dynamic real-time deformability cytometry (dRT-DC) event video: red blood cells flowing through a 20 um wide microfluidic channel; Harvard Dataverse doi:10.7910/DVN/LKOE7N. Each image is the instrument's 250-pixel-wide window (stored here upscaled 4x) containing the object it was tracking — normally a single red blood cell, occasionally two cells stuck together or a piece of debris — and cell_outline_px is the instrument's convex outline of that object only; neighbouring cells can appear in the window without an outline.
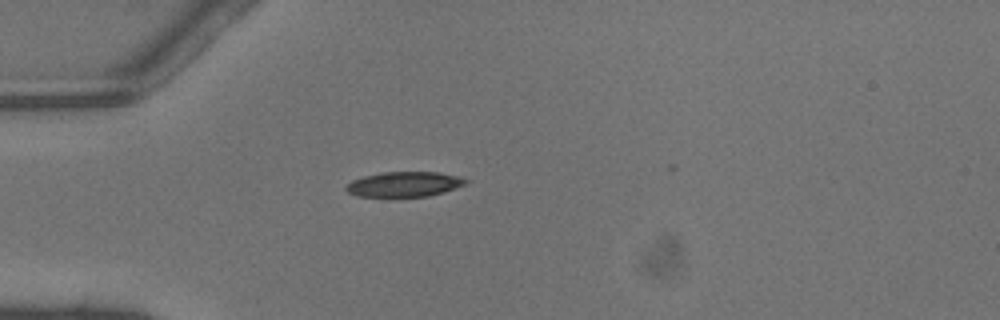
{"species": "common noctule bat (a hibernating species)", "species_latin": "Nyctalus noctula", "temperature_condition": "warm", "stored_images_in_passage": 28, "camera_frame_rate_fps": 3000, "um_per_image_px": 0.085, "animal": {"sex": "male", "body_mass_g": 13.3}, "frame": {"image": 1, "passage_image": 1, "time_ms": 0.0, "image_size_px": [1000, 320], "cell_outline_px": [[468, 184], [444, 192], [428, 196], [356, 196], [348, 192], [344, 188], [352, 180], [364, 176], [380, 172], [440, 172], [456, 176], [468, 180]], "centroid_in_image_um": [34.37, 15.65], "position_along_channel_um": 50.6, "area_um2": 17.4}}
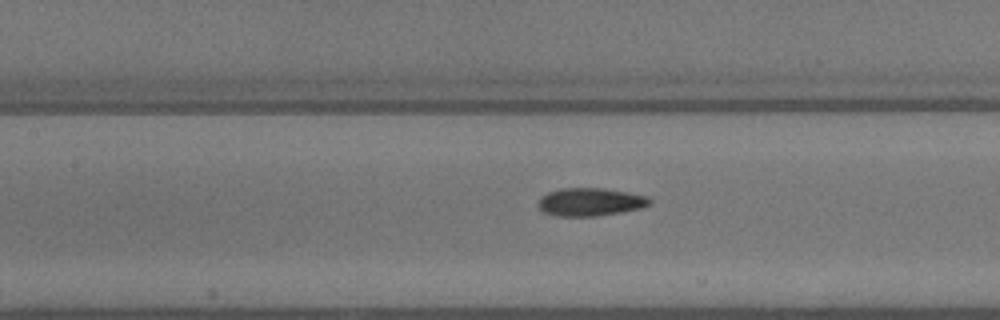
{"frame": {"image": 2, "passage_image": 9, "time_ms": 2.667, "image_size_px": [1000, 320], "cell_outline_px": [[652, 204], [644, 208], [596, 216], [556, 216], [544, 212], [536, 204], [540, 196], [548, 192], [560, 188], [604, 188], [628, 192], [648, 196], [652, 200]], "centroid_in_image_um": [50.19, 17.16], "position_along_channel_um": 157.2, "area_um2": 18.5}}
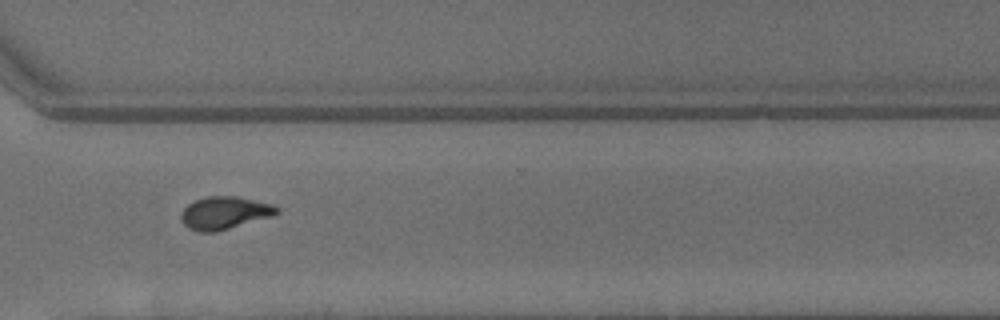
{"frame": {"image": 3, "passage_image": 22, "time_ms": 7.0, "image_size_px": [1000, 320], "cell_outline_px": [[280, 212], [272, 216], [228, 228], [212, 232], [200, 232], [188, 228], [184, 224], [180, 216], [184, 208], [188, 204], [196, 200], [208, 196], [236, 196], [272, 204], [280, 208]], "centroid_in_image_um": [19.09, 18.08], "position_along_channel_um": 351.5, "area_um2": 17.98}, "authors_computed_cell_mechanics": {"area_um2": 18.1492, "velocity_mm_per_s": 4.4884, "shape_relaxation_time_tau1_ms": 3.8632, "shape_relaxation_time_tau2_ms": 1.693, "deformation_change_tau1": 0.1657, "deformation_change_tau2": 0.0858}}